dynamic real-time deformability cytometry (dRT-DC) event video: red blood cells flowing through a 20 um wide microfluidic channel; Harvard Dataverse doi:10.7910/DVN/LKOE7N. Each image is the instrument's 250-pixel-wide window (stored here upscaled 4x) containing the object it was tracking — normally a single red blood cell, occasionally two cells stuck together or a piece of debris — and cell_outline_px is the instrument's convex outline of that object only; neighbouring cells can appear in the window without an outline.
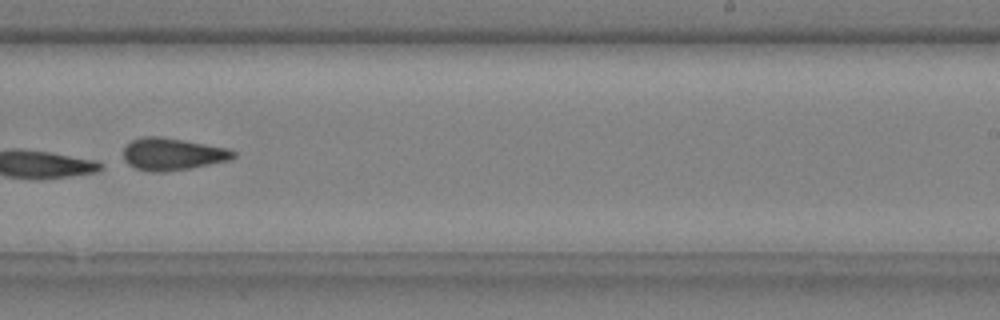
{"species": "common noctule bat (a hibernating species)", "species_latin": "Nyctalus noctula", "temperature_condition": "cold", "stored_images_in_passage": 9, "camera_frame_rate_fps": 3000, "um_per_image_px": 0.085, "animal": {"sex": "male", "body_mass_g": 20.4}, "frame": {"image": 1, "passage_image": 8, "time_ms": 2.333, "image_size_px": [1000, 320], "cell_outline_px": [[236, 156], [232, 160], [188, 168], [164, 172], [152, 172], [136, 168], [128, 164], [124, 160], [124, 148], [132, 140], [140, 136], [160, 136], [228, 148], [236, 152]], "centroid_in_image_um": [14.67, 13.09], "position_along_channel_um": 274.3, "area_um2": 20.63}}